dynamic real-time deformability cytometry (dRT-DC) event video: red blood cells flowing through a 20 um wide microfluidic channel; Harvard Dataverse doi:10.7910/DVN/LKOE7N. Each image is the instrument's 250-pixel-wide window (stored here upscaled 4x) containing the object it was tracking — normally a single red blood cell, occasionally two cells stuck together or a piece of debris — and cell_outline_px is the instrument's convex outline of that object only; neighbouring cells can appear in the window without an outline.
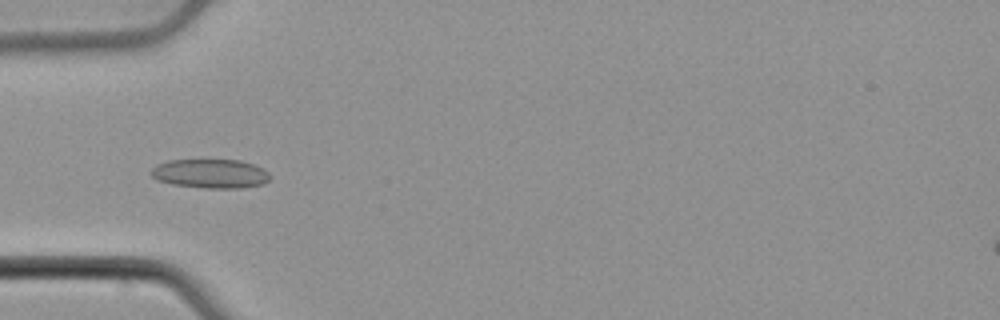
{"species": "common noctule bat (a hibernating species)", "species_latin": "Nyctalus noctula", "temperature_condition": "cold", "stored_images_in_passage": 55, "camera_frame_rate_fps": 3000, "um_per_image_px": 0.085, "animal": {"sex": "male", "body_mass_g": 21.5, "forearm_length_mm": 52.0}, "frame": {"image": 1, "passage_image": 18, "time_ms": 5.667, "image_size_px": [1000, 320], "cell_outline_px": [[268, 180], [264, 184], [244, 188], [204, 188], [172, 184], [156, 180], [152, 176], [152, 168], [156, 164], [168, 160], [240, 160], [252, 164], [268, 172]], "centroid_in_image_um": [17.86, 14.76], "position_along_channel_um": 67.1, "area_um2": 20.11}}
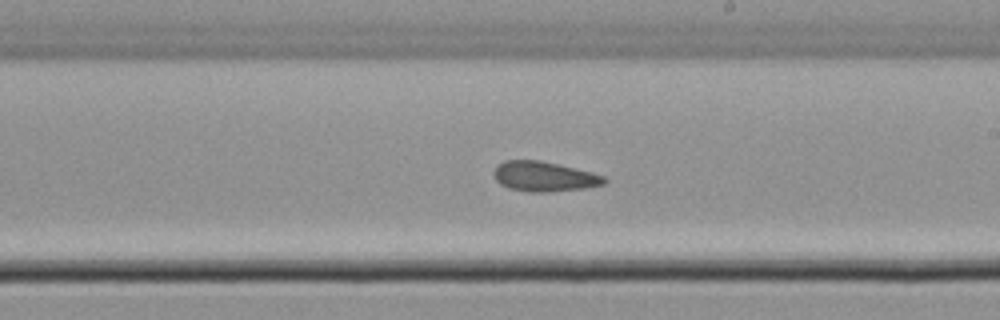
{"frame": {"image": 2, "passage_image": 32, "time_ms": 10.333, "image_size_px": [1000, 320], "cell_outline_px": [[608, 180], [604, 184], [584, 188], [548, 192], [532, 192], [508, 188], [500, 184], [496, 180], [492, 172], [496, 164], [504, 160], [540, 160], [592, 172], [604, 176]], "centroid_in_image_um": [46.21, 14.99], "position_along_channel_um": 242.8, "area_um2": 19.36}}
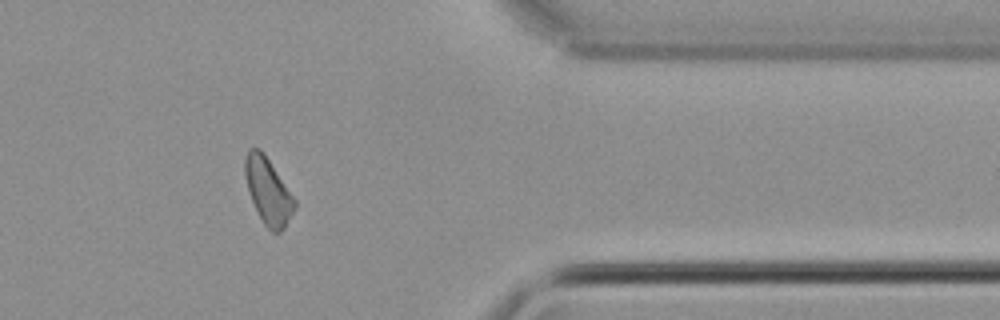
{"frame": {"image": 3, "passage_image": 45, "time_ms": 14.667, "image_size_px": [1000, 320], "cell_outline_px": [[296, 208], [284, 228], [280, 232], [272, 232], [264, 224], [252, 200], [244, 176], [244, 160], [248, 148], [260, 148], [264, 152], [296, 200]], "centroid_in_image_um": [22.79, 16.21], "position_along_channel_um": 388.6, "area_um2": 19.07}, "authors_computed_cell_mechanics": {"area_um2": 19.5364, "velocity_mm_per_s": 3.7967, "shape_relaxation_time_tau1_ms": null, "shape_relaxation_time_tau2_ms": 3.3885, "deformation_change_tau1": null, "deformation_change_tau2": 0.083}}